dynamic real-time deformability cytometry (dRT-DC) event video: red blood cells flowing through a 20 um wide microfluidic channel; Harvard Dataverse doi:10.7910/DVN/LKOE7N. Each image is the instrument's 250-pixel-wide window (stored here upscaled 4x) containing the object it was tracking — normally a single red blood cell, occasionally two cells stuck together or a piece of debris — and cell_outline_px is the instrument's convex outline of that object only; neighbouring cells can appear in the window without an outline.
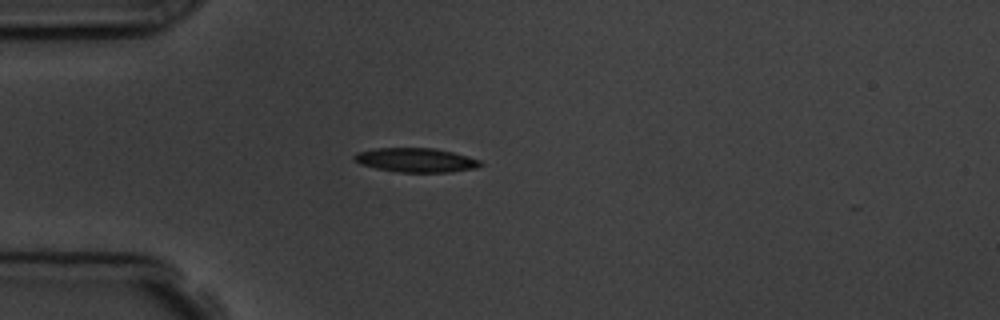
{"species": "common noctule bat (a hibernating species)", "species_latin": "Nyctalus noctula", "temperature_condition": "room temperature", "stored_images_in_passage": 4, "camera_frame_rate_fps": 3000, "um_per_image_px": 0.085, "animal": {"sex": "male", "body_mass_g": 19.5, "forearm_length_mm": 54.6}, "frame": {"image": 1, "passage_image": 3, "time_ms": 3.0, "image_size_px": [1000, 320], "cell_outline_px": [[484, 164], [476, 168], [448, 172], [400, 172], [376, 168], [360, 164], [352, 156], [356, 152], [376, 148], [432, 148], [452, 152], [468, 156], [480, 160]], "centroid_in_image_um": [35.36, 13.6], "position_along_channel_um": 49.6, "area_um2": 17.69}}